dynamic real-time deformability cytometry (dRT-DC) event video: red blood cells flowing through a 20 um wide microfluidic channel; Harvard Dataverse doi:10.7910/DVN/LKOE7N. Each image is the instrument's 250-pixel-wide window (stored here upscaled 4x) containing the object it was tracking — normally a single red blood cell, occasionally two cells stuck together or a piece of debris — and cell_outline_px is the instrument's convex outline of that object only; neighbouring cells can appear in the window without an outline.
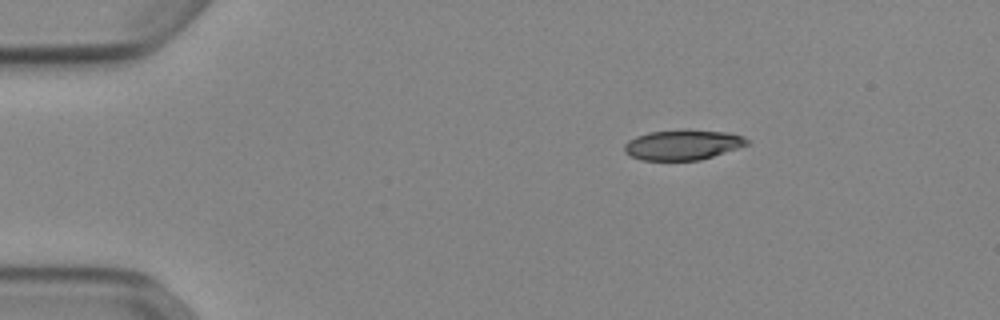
{"species": "Egyptian fruit bat (a non-hibernating species)", "species_latin": "Rousettus aegyptiacus", "temperature_condition": "cold", "stored_images_in_passage": 45, "camera_frame_rate_fps": 3000, "um_per_image_px": 0.085, "animal": {"sex": "female"}, "frame": {"image": 1, "passage_image": 1, "time_ms": 0.0, "image_size_px": [1000, 320], "cell_outline_px": [[748, 144], [700, 160], [640, 160], [624, 152], [624, 144], [628, 140], [636, 136], [648, 132], [688, 128], [728, 132], [744, 136], [748, 140]], "centroid_in_image_um": [58.01, 12.28], "position_along_channel_um": 27.0, "area_um2": 21.79}}
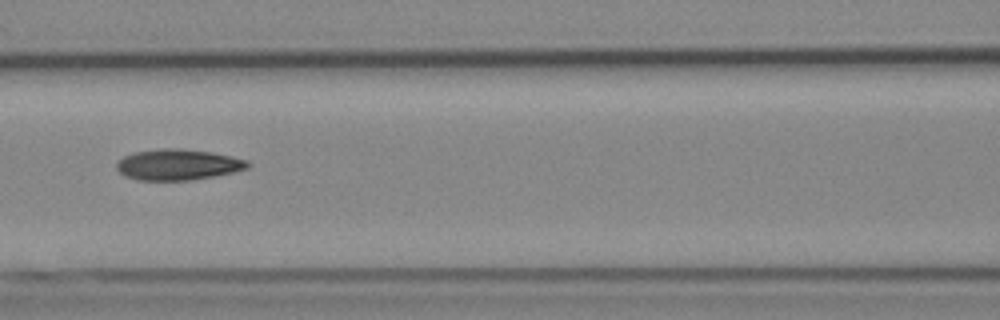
{"frame": {"image": 2, "passage_image": 16, "time_ms": 5.0, "image_size_px": [1000, 320], "cell_outline_px": [[252, 164], [248, 168], [216, 176], [192, 180], [136, 180], [124, 176], [116, 168], [116, 164], [124, 156], [132, 152], [160, 148], [180, 148], [212, 152], [232, 156], [248, 160]], "centroid_in_image_um": [15.14, 13.99], "position_along_channel_um": 151.5, "area_um2": 23.87}}
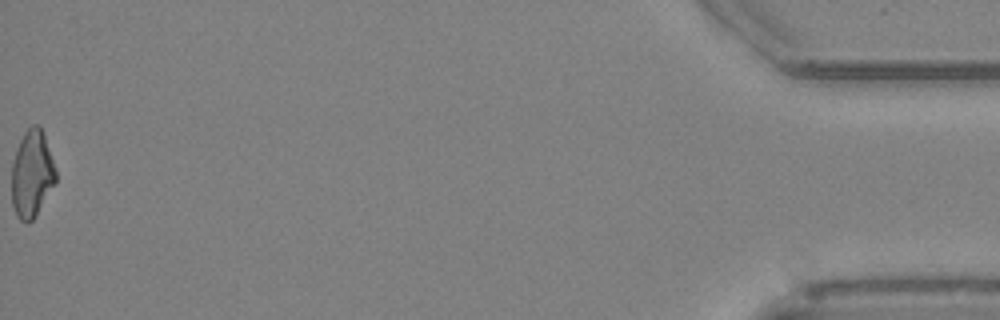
{"frame": {"image": 3, "passage_image": 45, "time_ms": 14.667, "image_size_px": [1000, 320], "cell_outline_px": [[56, 180], [36, 216], [28, 224], [20, 220], [16, 216], [12, 204], [12, 164], [16, 148], [24, 132], [32, 124], [36, 124], [44, 132], [56, 172]], "centroid_in_image_um": [2.69, 14.79], "position_along_channel_um": 432.5, "area_um2": 22.37}, "authors_computed_cell_mechanics": {"area_um2": 23.0044, "velocity_mm_per_s": 3.9047, "shape_relaxation_time_tau1_ms": 7.8167, "shape_relaxation_time_tau2_ms": 3.062, "deformation_change_tau1": 0.1983, "deformation_change_tau2": 0.1023}}